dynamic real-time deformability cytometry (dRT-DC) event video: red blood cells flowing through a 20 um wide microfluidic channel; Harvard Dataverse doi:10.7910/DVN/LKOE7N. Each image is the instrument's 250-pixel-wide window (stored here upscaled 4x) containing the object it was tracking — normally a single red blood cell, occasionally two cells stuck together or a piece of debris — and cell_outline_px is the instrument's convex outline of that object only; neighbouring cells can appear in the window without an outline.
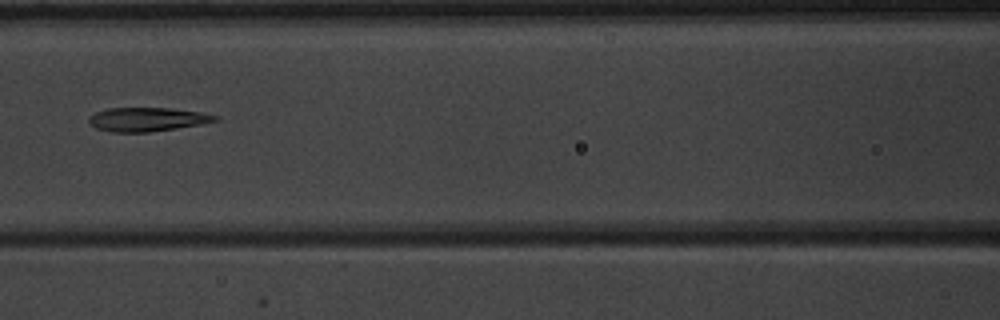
{"species": "common noctule bat (a hibernating species)", "species_latin": "Nyctalus noctula", "temperature_condition": "warm", "stored_images_in_passage": 5, "camera_frame_rate_fps": 3000, "um_per_image_px": 0.085, "animal": {"sex": "male", "body_mass_g": 20.1, "forearm_length_mm": 53.5}, "frame": {"image": 1, "passage_image": 5, "time_ms": 5.667, "image_size_px": [1000, 320], "cell_outline_px": [[220, 120], [200, 124], [176, 128], [148, 132], [112, 132], [96, 128], [88, 120], [88, 116], [96, 112], [108, 108], [168, 108], [200, 112], [220, 116]], "centroid_in_image_um": [12.52, 10.14], "position_along_channel_um": 154.1, "area_um2": 17.46}}